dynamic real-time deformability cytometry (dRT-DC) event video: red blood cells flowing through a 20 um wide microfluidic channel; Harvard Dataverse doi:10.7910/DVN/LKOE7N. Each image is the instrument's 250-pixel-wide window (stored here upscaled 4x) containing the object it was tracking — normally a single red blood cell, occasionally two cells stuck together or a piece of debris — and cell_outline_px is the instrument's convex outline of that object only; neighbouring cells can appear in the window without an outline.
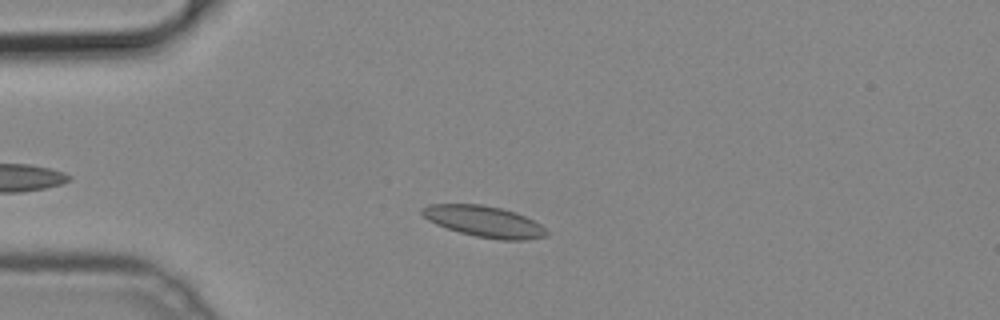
{"species": "common noctule bat (a hibernating species)", "species_latin": "Nyctalus noctula", "temperature_condition": "cold", "stored_images_in_passage": 43, "camera_frame_rate_fps": 3000, "um_per_image_px": 0.085, "animal": {"sex": "male", "body_mass_g": 19.2, "forearm_length_mm": 51.8}, "frame": {"image": 1, "passage_image": 9, "time_ms": 2.667, "image_size_px": [1000, 320], "cell_outline_px": [[548, 236], [524, 240], [500, 240], [476, 236], [460, 232], [436, 224], [428, 220], [420, 212], [420, 208], [428, 204], [484, 204], [516, 212], [540, 224], [548, 232]], "centroid_in_image_um": [41.14, 18.82], "position_along_channel_um": 43.9, "area_um2": 22.54}}
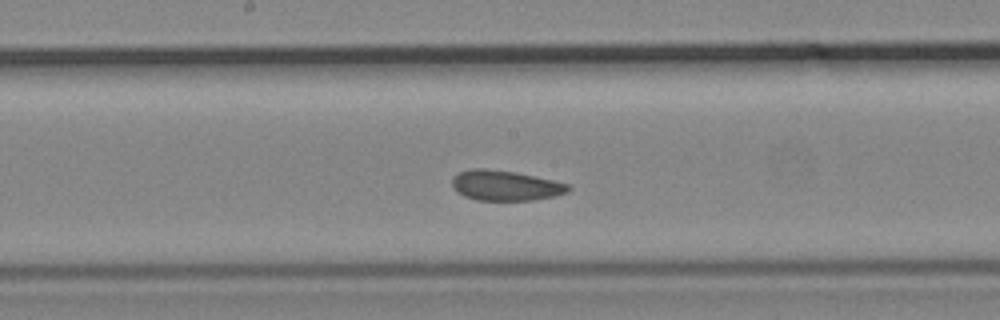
{"frame": {"image": 2, "passage_image": 23, "time_ms": 7.333, "image_size_px": [1000, 320], "cell_outline_px": [[572, 188], [568, 192], [556, 196], [532, 200], [476, 200], [464, 196], [452, 188], [452, 176], [460, 172], [472, 168], [484, 168], [516, 172], [572, 184]], "centroid_in_image_um": [42.98, 15.76], "position_along_channel_um": 205.2, "area_um2": 20.69}}
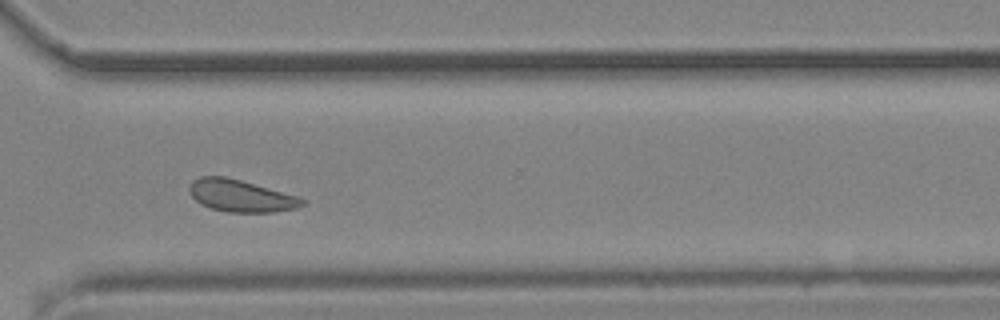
{"frame": {"image": 3, "passage_image": 34, "time_ms": 11.0, "image_size_px": [1000, 320], "cell_outline_px": [[308, 200], [304, 204], [296, 208], [272, 212], [228, 212], [212, 208], [200, 204], [192, 196], [188, 188], [192, 180], [200, 176], [224, 176], [240, 180], [300, 196]], "centroid_in_image_um": [20.49, 16.64], "position_along_channel_um": 350.1, "area_um2": 21.15}}